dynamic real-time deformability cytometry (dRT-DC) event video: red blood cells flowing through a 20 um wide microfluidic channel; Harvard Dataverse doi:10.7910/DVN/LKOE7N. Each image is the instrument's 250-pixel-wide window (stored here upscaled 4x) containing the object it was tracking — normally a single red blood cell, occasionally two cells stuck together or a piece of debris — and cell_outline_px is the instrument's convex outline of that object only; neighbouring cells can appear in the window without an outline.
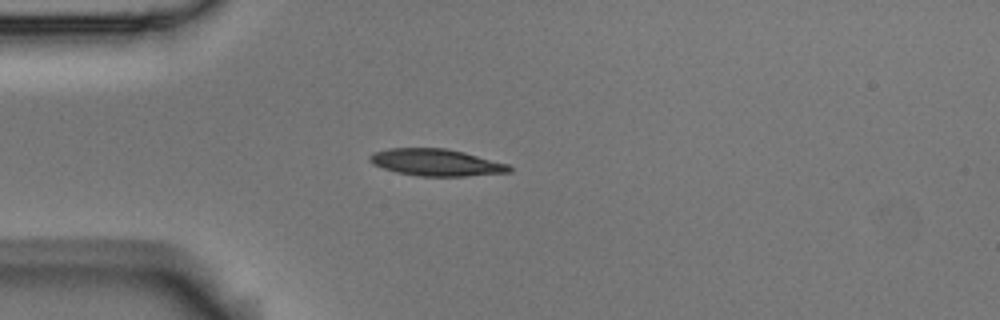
{"species": "Egyptian fruit bat (a non-hibernating species)", "species_latin": "Rousettus aegyptiacus", "temperature_condition": "room temperature", "stored_images_in_passage": 1, "camera_frame_rate_fps": 3000, "um_per_image_px": 0.085, "animal": {"sex": "male"}, "frame": {"image": 1, "passage_image": 1, "time_ms": 0.0, "image_size_px": [1000, 320], "cell_outline_px": [[512, 172], [468, 176], [420, 176], [396, 172], [372, 164], [368, 160], [368, 156], [372, 152], [388, 148], [444, 148], [464, 152], [508, 164], [512, 168]], "centroid_in_image_um": [37.05, 13.81], "position_along_channel_um": 47.9, "area_um2": 21.96}}